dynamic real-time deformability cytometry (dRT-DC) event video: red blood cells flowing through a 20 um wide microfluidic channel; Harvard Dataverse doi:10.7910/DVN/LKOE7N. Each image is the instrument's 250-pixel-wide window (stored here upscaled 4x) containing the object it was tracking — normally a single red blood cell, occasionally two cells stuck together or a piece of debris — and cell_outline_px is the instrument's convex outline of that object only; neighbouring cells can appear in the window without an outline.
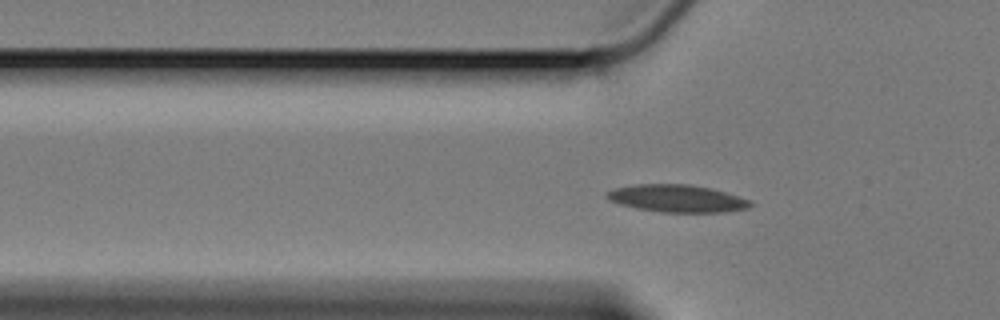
{"species": "Egyptian fruit bat (a non-hibernating species)", "species_latin": "Rousettus aegyptiacus", "temperature_condition": "cold", "stored_images_in_passage": 49, "camera_frame_rate_fps": 3000, "um_per_image_px": 0.085, "animal": {"sex": "female"}, "frame": {"image": 1, "passage_image": 8, "time_ms": 2.333, "image_size_px": [1000, 320], "cell_outline_px": [[752, 204], [748, 208], [724, 212], [660, 212], [636, 208], [620, 204], [608, 200], [604, 196], [612, 188], [636, 184], [692, 184], [712, 188], [748, 200]], "centroid_in_image_um": [57.48, 16.86], "position_along_channel_um": 68.3, "area_um2": 22.89}}
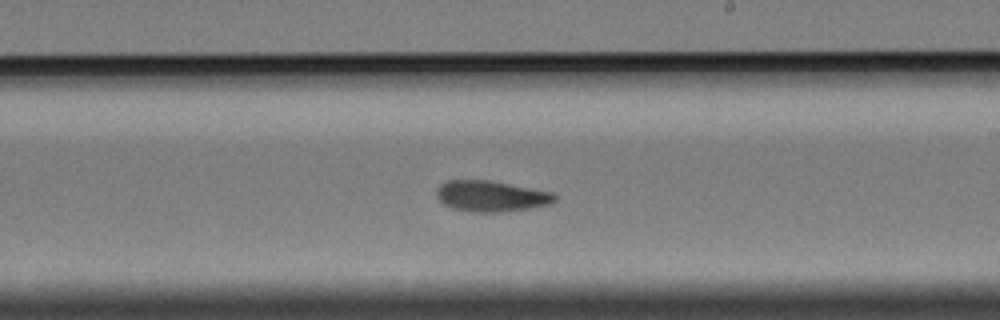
{"frame": {"image": 2, "passage_image": 24, "time_ms": 7.667, "image_size_px": [1000, 320], "cell_outline_px": [[556, 200], [552, 204], [532, 208], [500, 212], [472, 212], [452, 208], [444, 204], [436, 196], [436, 188], [440, 184], [448, 180], [488, 180], [552, 192], [556, 196]], "centroid_in_image_um": [41.74, 16.68], "position_along_channel_um": 247.3, "area_um2": 21.33}}
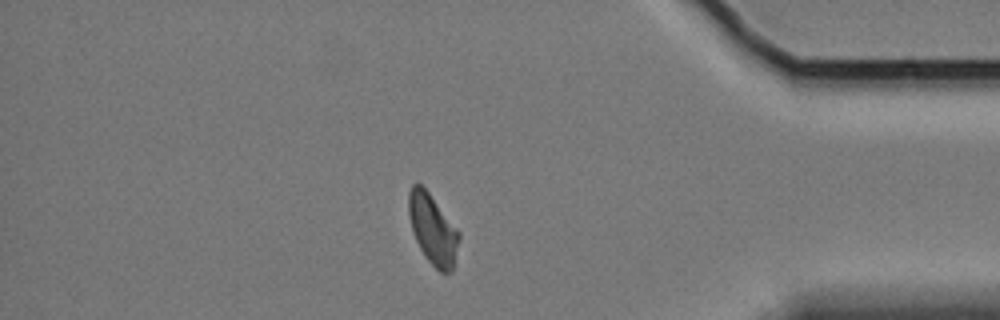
{"frame": {"image": 3, "passage_image": 40, "time_ms": 13.0, "image_size_px": [1000, 320], "cell_outline_px": [[460, 236], [452, 272], [440, 272], [424, 256], [412, 232], [408, 216], [408, 192], [412, 184], [420, 184], [428, 192], [460, 232]], "centroid_in_image_um": [36.76, 19.49], "position_along_channel_um": 398.4, "area_um2": 20.46}}